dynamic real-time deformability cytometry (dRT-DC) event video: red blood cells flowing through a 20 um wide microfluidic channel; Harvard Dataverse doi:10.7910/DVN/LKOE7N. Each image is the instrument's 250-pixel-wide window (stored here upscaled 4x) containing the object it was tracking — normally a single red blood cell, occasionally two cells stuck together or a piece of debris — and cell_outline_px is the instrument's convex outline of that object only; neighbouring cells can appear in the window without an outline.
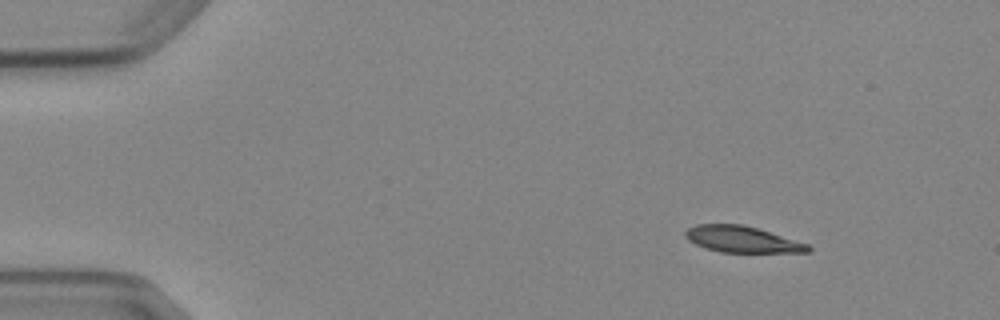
{"species": "Egyptian fruit bat (a non-hibernating species)", "species_latin": "Rousettus aegyptiacus", "temperature_condition": "cold", "stored_images_in_passage": 5, "camera_frame_rate_fps": 3000, "um_per_image_px": 0.085, "animal": {"sex": "female"}, "frame": {"image": 1, "passage_image": 2, "time_ms": 1.0, "image_size_px": [1000, 320], "cell_outline_px": [[812, 252], [720, 252], [704, 248], [688, 240], [684, 236], [684, 232], [688, 228], [696, 224], [744, 224], [808, 244], [812, 248]], "centroid_in_image_um": [63.05, 20.34], "position_along_channel_um": 22.0, "area_um2": 18.79}}
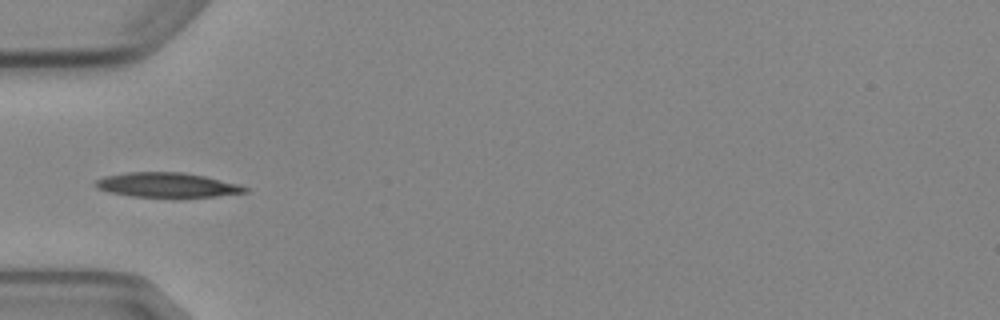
{"frame": {"image": 2, "passage_image": 5, "time_ms": 4.667, "image_size_px": [1000, 320], "cell_outline_px": [[248, 192], [216, 196], [132, 196], [108, 192], [96, 188], [92, 184], [96, 180], [104, 176], [128, 172], [184, 172], [204, 176], [240, 184], [248, 188]], "centroid_in_image_um": [14.17, 15.71], "position_along_channel_um": 70.8, "area_um2": 21.27}}